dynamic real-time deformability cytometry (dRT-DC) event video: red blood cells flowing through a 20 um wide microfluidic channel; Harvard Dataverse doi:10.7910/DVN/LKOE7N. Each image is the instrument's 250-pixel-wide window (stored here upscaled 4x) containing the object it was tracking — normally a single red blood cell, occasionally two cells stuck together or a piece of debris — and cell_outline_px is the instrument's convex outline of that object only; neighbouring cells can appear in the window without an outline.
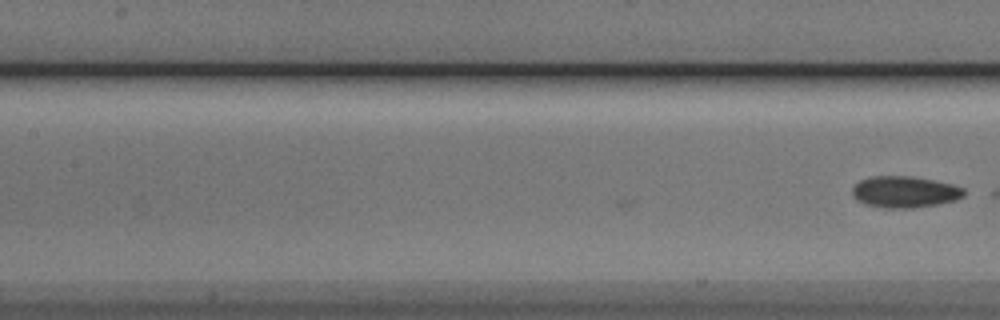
{"species": "Egyptian fruit bat (a non-hibernating species)", "species_latin": "Rousettus aegyptiacus", "temperature_condition": "cold", "stored_images_in_passage": 9, "camera_frame_rate_fps": 3000, "um_per_image_px": 0.085, "animal": {"sex": "male"}, "frame": {"image": 1, "passage_image": 9, "time_ms": 2.667, "image_size_px": [1000, 320], "cell_outline_px": [[964, 196], [956, 200], [936, 204], [912, 208], [884, 208], [864, 204], [856, 200], [852, 196], [852, 188], [860, 180], [868, 176], [912, 176], [952, 184], [964, 188]], "centroid_in_image_um": [76.86, 16.31], "position_along_channel_um": 130.5, "area_um2": 20.58}}